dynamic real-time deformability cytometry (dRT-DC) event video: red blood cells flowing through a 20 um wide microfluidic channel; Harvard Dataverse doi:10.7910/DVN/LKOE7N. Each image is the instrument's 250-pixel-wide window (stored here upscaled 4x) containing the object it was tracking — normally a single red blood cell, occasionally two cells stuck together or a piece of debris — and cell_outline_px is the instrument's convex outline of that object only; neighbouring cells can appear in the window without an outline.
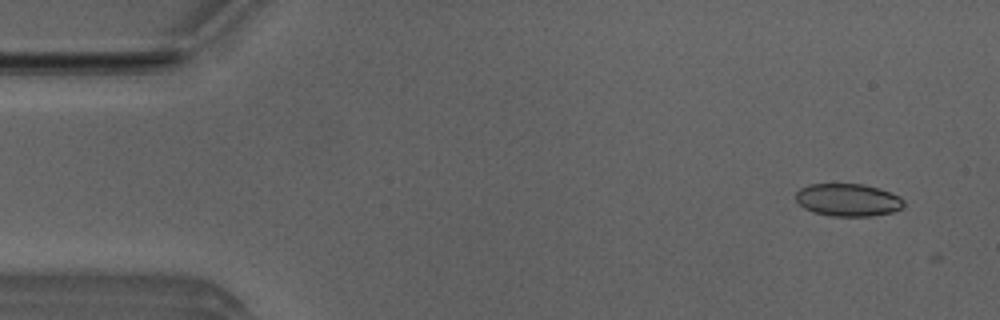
{"species": "Egyptian fruit bat (a non-hibernating species)", "species_latin": "Rousettus aegyptiacus", "temperature_condition": "room temperature", "stored_images_in_passage": 4, "camera_frame_rate_fps": 3000, "um_per_image_px": 0.085, "animal": {"sex": "male"}, "frame": {"image": 1, "passage_image": 1, "time_ms": 0.0, "image_size_px": [1000, 320], "cell_outline_px": [[904, 204], [900, 208], [892, 212], [872, 216], [832, 216], [812, 212], [804, 208], [796, 200], [796, 192], [800, 188], [808, 184], [864, 184], [900, 196], [904, 200]], "centroid_in_image_um": [72.05, 17.0], "position_along_channel_um": 13.0, "area_um2": 20.46}}